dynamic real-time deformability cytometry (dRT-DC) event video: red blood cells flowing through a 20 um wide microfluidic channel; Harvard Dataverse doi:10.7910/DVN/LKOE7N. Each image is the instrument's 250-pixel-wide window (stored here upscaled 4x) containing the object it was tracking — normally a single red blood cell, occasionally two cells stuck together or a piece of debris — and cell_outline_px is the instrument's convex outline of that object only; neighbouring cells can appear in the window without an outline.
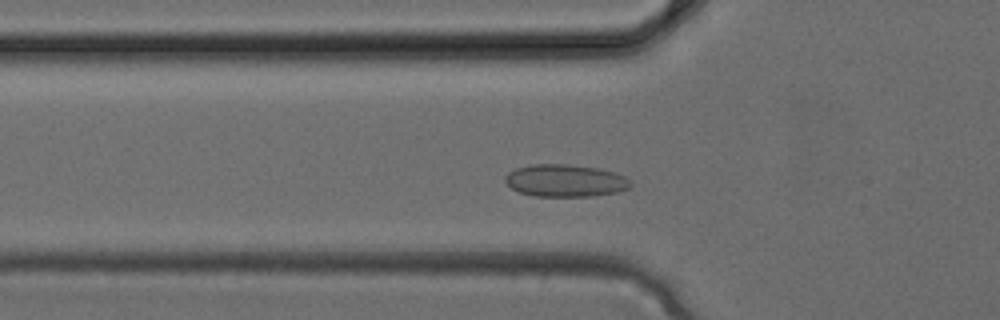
{"species": "common noctule bat (a hibernating species)", "species_latin": "Nyctalus noctula", "temperature_condition": "cold", "stored_images_in_passage": 31, "camera_frame_rate_fps": 3000, "um_per_image_px": 0.085, "animal": {"sex": "female", "body_mass_g": 24.6, "forearm_length_mm": 56.2}, "frame": {"image": 1, "passage_image": 8, "time_ms": 2.333, "image_size_px": [1000, 320], "cell_outline_px": [[632, 184], [628, 188], [616, 192], [592, 196], [532, 196], [520, 192], [512, 188], [504, 180], [504, 176], [508, 172], [516, 168], [532, 164], [568, 164], [596, 168], [616, 172], [624, 176]], "centroid_in_image_um": [48.02, 15.35], "position_along_channel_um": 77.8, "area_um2": 23.58}}
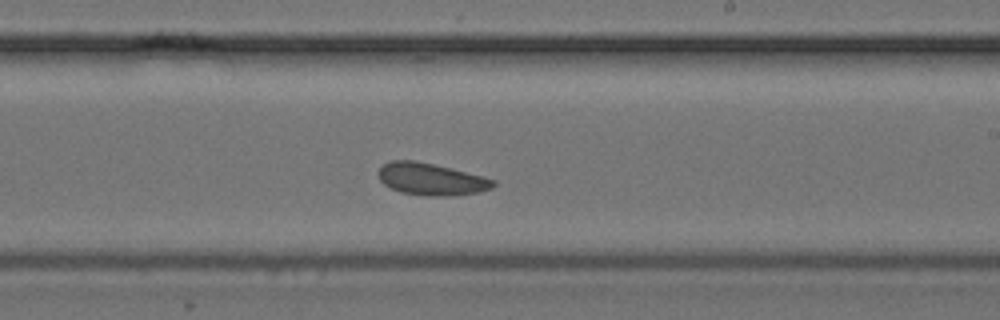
{"frame": {"image": 2, "passage_image": 17, "time_ms": 5.333, "image_size_px": [1000, 320], "cell_outline_px": [[496, 184], [492, 188], [476, 192], [444, 196], [428, 196], [400, 192], [384, 184], [380, 180], [380, 168], [384, 164], [392, 160], [412, 160], [452, 168], [496, 180]], "centroid_in_image_um": [36.66, 15.23], "position_along_channel_um": 252.3, "area_um2": 21.1}}
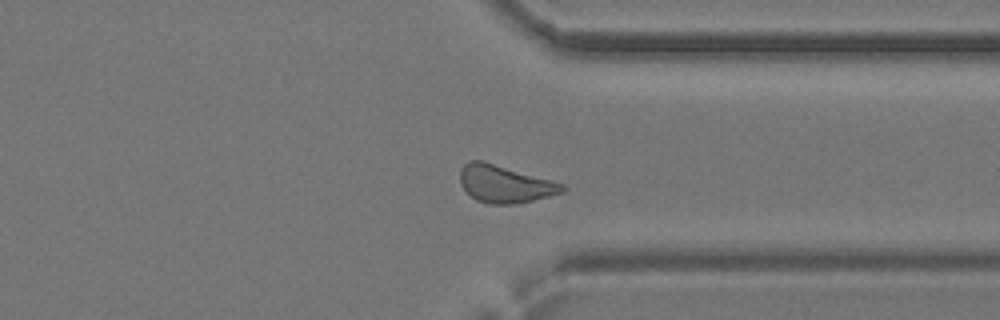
{"frame": {"image": 3, "passage_image": 23, "time_ms": 7.333, "image_size_px": [1000, 320], "cell_outline_px": [[568, 188], [564, 192], [516, 204], [488, 204], [476, 200], [460, 184], [460, 168], [468, 160], [480, 160], [552, 180], [564, 184]], "centroid_in_image_um": [42.91, 15.64], "position_along_channel_um": 368.5, "area_um2": 22.2}}